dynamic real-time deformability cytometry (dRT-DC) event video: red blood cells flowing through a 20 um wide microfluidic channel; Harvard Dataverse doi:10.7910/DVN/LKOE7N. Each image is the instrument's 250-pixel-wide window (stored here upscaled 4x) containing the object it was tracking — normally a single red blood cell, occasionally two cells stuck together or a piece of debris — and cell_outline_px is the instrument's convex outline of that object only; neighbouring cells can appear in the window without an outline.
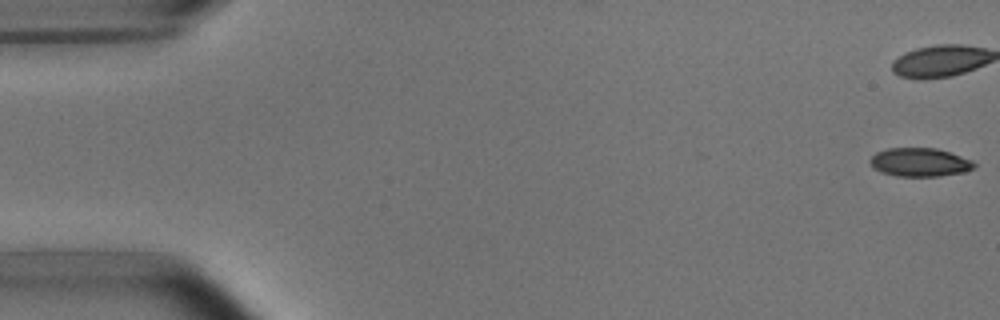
{"species": "common noctule bat (a hibernating species)", "species_latin": "Nyctalus noctula", "temperature_condition": "room temperature", "stored_images_in_passage": 7, "camera_frame_rate_fps": 3000, "um_per_image_px": 0.085, "animal": {"sex": "male", "body_mass_g": 15.6}, "frame": {"image": 1, "passage_image": 1, "time_ms": 0.0, "image_size_px": [1000, 320], "cell_outline_px": [[976, 168], [964, 172], [940, 176], [896, 176], [880, 172], [872, 168], [868, 160], [876, 152], [888, 148], [936, 148], [972, 160], [976, 164]], "centroid_in_image_um": [78.16, 13.8], "position_along_channel_um": 6.8, "area_um2": 17.46}}
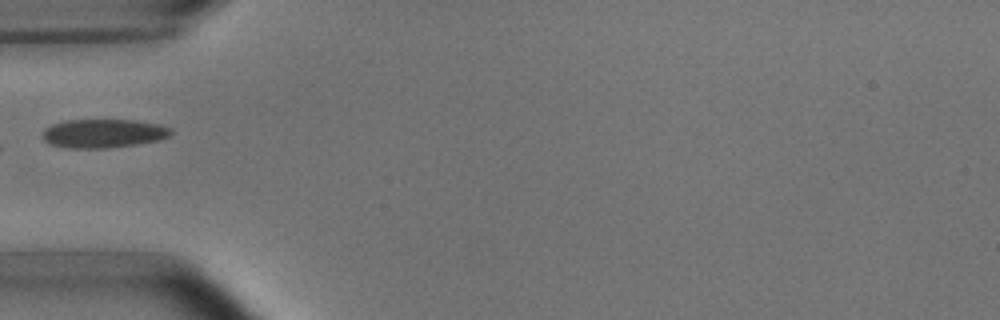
{"frame": {"image": 2, "passage_image": 6, "time_ms": 6.0, "image_size_px": [1000, 320], "cell_outline_px": [[172, 132], [168, 136], [160, 140], [136, 144], [108, 148], [68, 148], [52, 144], [44, 140], [44, 128], [52, 124], [64, 120], [136, 120], [160, 124], [172, 128]], "centroid_in_image_um": [8.82, 11.33], "position_along_channel_um": 76.2, "area_um2": 21.5}}